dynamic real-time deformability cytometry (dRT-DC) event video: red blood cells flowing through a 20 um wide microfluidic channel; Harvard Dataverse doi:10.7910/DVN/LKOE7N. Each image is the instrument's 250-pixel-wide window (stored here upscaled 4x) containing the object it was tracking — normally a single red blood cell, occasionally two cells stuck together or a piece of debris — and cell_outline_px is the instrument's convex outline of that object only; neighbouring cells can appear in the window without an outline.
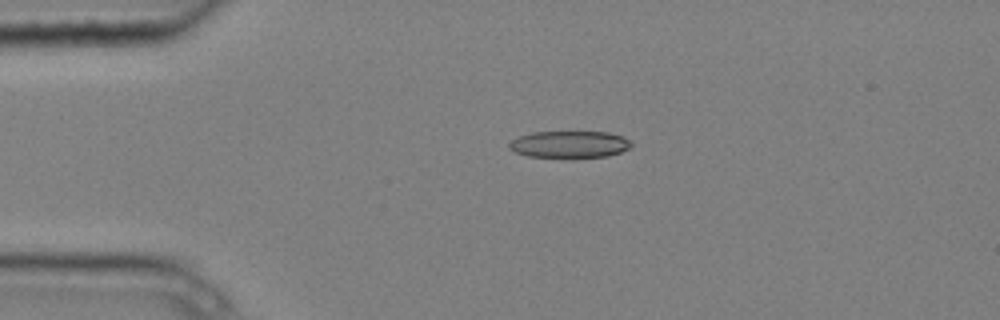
{"species": "common noctule bat (a hibernating species)", "species_latin": "Nyctalus noctula", "temperature_condition": "cold", "stored_images_in_passage": 3, "camera_frame_rate_fps": 3000, "um_per_image_px": 0.085, "animal": {"sex": "male", "body_mass_g": 20.4}, "frame": {"image": 1, "passage_image": 2, "time_ms": 0.333, "image_size_px": [1000, 320], "cell_outline_px": [[632, 144], [628, 148], [620, 152], [608, 156], [572, 160], [528, 156], [516, 152], [508, 148], [508, 144], [512, 140], [520, 136], [532, 132], [608, 132], [624, 136]], "centroid_in_image_um": [48.41, 12.31], "position_along_channel_um": 36.6, "area_um2": 19.83}}